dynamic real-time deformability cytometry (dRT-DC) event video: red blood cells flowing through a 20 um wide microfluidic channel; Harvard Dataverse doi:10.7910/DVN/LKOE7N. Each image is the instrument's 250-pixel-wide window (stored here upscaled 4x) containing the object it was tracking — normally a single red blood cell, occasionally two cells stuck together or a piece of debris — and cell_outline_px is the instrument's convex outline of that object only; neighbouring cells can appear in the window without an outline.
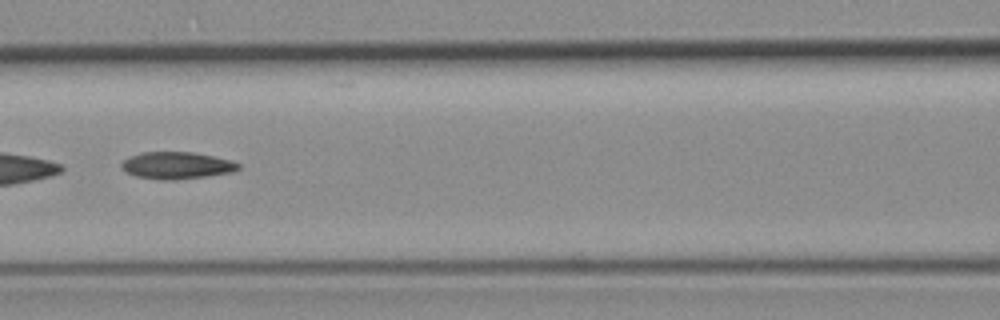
{"species": "common noctule bat (a hibernating species)", "species_latin": "Nyctalus noctula", "temperature_condition": "room temperature", "stored_images_in_passage": 8, "camera_frame_rate_fps": 3000, "um_per_image_px": 0.085, "animal": {"sex": "female", "body_mass_g": 19.3, "forearm_length_mm": 54.1}, "frame": {"image": 1, "passage_image": 6, "time_ms": 5.667, "image_size_px": [1000, 320], "cell_outline_px": [[240, 168], [232, 172], [176, 180], [160, 180], [136, 176], [120, 168], [120, 164], [128, 156], [140, 152], [192, 152], [232, 160], [240, 164]], "centroid_in_image_um": [14.99, 14.06], "position_along_channel_um": 151.6, "area_um2": 18.44}}
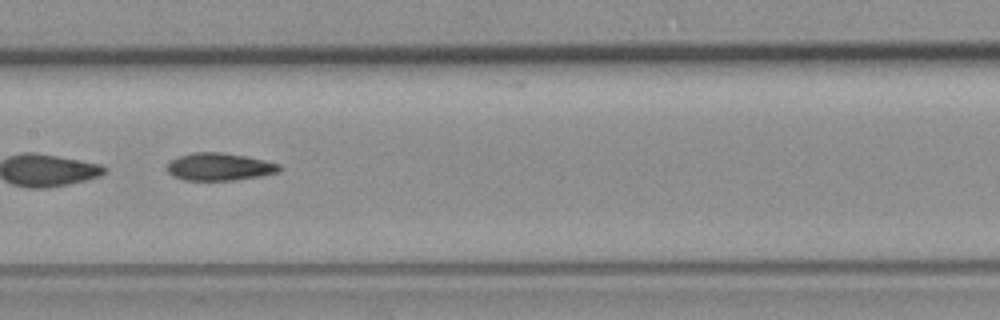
{"frame": {"image": 2, "passage_image": 7, "time_ms": 6.667, "image_size_px": [1000, 320], "cell_outline_px": [[284, 168], [280, 172], [260, 176], [232, 180], [184, 180], [172, 176], [168, 172], [168, 164], [172, 160], [180, 156], [192, 152], [220, 152], [248, 156], [280, 164]], "centroid_in_image_um": [18.7, 14.17], "position_along_channel_um": 188.7, "area_um2": 18.09}}
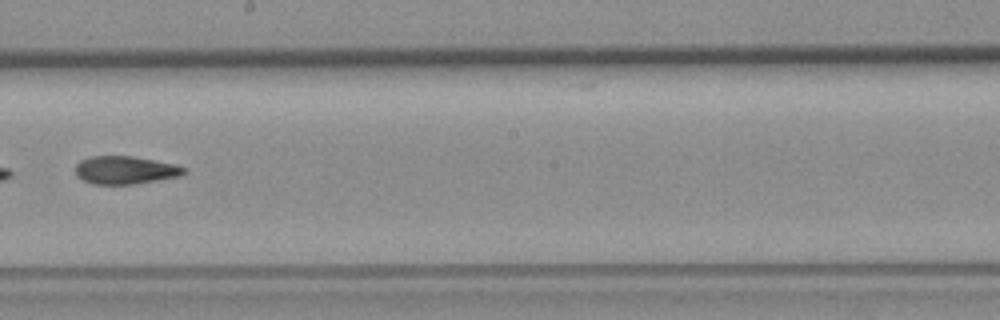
{"frame": {"image": 3, "passage_image": 8, "time_ms": 8.0, "image_size_px": [1000, 320], "cell_outline_px": [[188, 172], [180, 176], [132, 184], [92, 184], [76, 176], [76, 164], [80, 160], [92, 156], [132, 156], [176, 164], [184, 168]], "centroid_in_image_um": [10.64, 14.45], "position_along_channel_um": 237.6, "area_um2": 17.63}}